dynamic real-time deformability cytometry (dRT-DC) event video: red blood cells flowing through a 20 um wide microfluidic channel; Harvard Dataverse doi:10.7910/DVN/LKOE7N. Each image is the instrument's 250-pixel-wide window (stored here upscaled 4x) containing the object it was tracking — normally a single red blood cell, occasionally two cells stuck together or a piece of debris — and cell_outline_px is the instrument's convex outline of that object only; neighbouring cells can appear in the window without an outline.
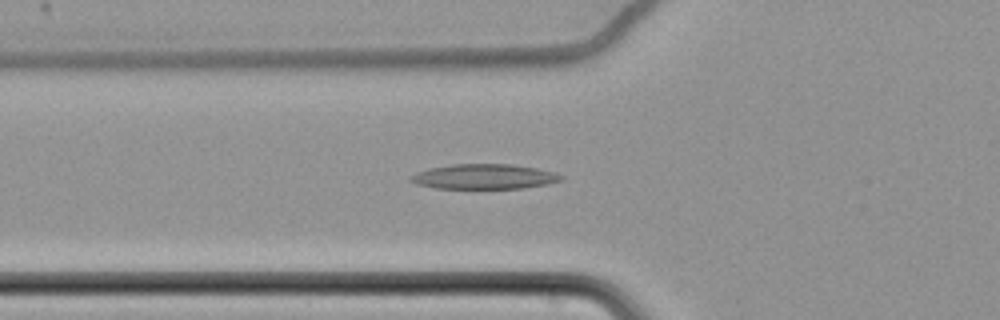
{"species": "common noctule bat (a hibernating species)", "species_latin": "Nyctalus noctula", "temperature_condition": "cold", "stored_images_in_passage": 40, "camera_frame_rate_fps": 3000, "um_per_image_px": 0.085, "animal": {"sex": "female", "body_mass_g": 22.7, "forearm_length_mm": 54.2}, "frame": {"image": 1, "passage_image": 2, "time_ms": 0.333, "image_size_px": [1000, 320], "cell_outline_px": [[564, 176], [560, 180], [548, 184], [524, 188], [436, 188], [416, 184], [408, 180], [408, 176], [416, 172], [428, 168], [452, 164], [512, 164], [536, 168], [552, 172]], "centroid_in_image_um": [41.09, 15.01], "position_along_channel_um": 84.7, "area_um2": 21.91}}
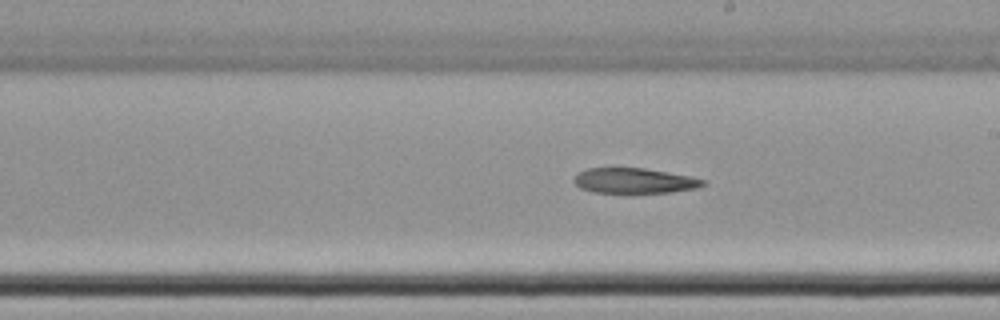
{"frame": {"image": 2, "passage_image": 15, "time_ms": 4.667, "image_size_px": [1000, 320], "cell_outline_px": [[708, 184], [700, 188], [672, 192], [632, 196], [596, 192], [580, 188], [572, 180], [580, 172], [588, 168], [612, 164], [644, 168], [692, 176], [704, 180]], "centroid_in_image_um": [53.91, 15.37], "position_along_channel_um": 235.1, "area_um2": 20.81}}
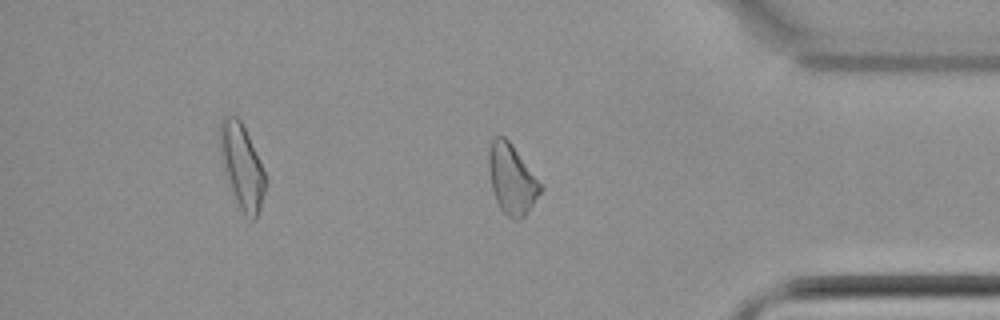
{"frame": {"image": 3, "passage_image": 30, "time_ms": 9.667, "image_size_px": [1000, 320], "cell_outline_px": [[544, 188], [524, 216], [520, 220], [516, 220], [508, 216], [500, 208], [496, 200], [492, 188], [488, 168], [488, 152], [492, 140], [496, 136], [504, 136], [512, 144], [544, 184]], "centroid_in_image_um": [43.53, 15.21], "position_along_channel_um": 391.7, "area_um2": 21.27}}